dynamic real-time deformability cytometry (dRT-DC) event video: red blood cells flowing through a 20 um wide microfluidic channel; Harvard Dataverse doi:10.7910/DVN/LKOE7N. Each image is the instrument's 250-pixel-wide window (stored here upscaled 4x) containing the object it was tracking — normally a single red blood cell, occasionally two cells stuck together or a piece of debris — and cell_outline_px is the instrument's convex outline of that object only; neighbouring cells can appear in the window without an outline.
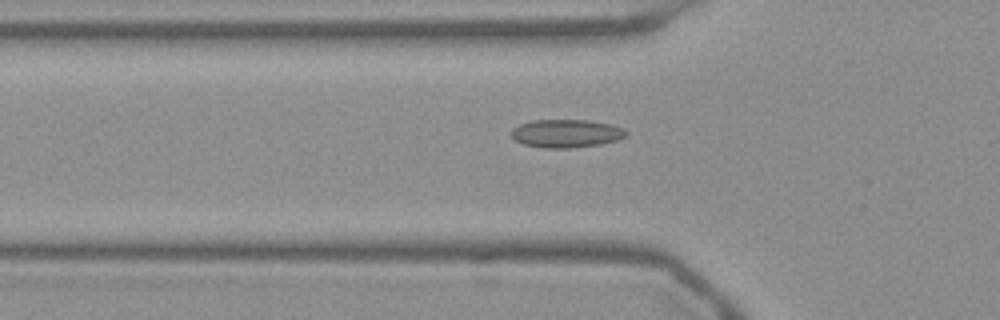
{"species": "Egyptian fruit bat (a non-hibernating species)", "species_latin": "Rousettus aegyptiacus", "temperature_condition": "warm", "stored_images_in_passage": 44, "camera_frame_rate_fps": 3000, "um_per_image_px": 0.085, "frame": {"image": 1, "passage_image": 15, "time_ms": 4.667, "image_size_px": [1000, 320], "cell_outline_px": [[628, 132], [624, 136], [616, 140], [600, 144], [568, 148], [544, 148], [524, 144], [516, 140], [512, 136], [512, 128], [520, 124], [532, 120], [588, 120], [612, 124], [624, 128]], "centroid_in_image_um": [48.14, 11.33], "position_along_channel_um": 77.7, "area_um2": 18.73}}
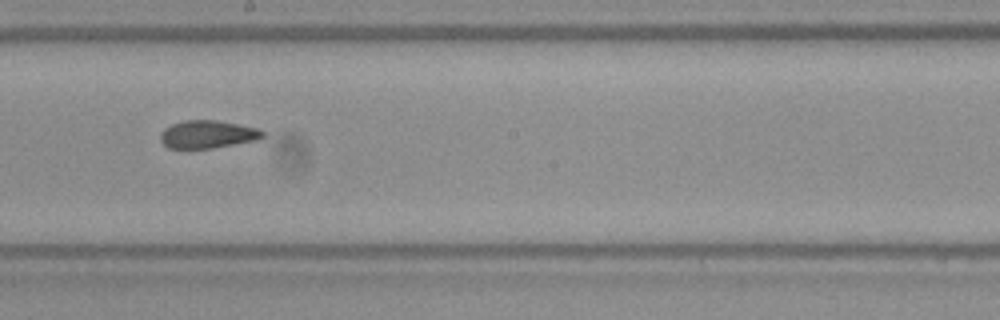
{"frame": {"image": 2, "passage_image": 27, "time_ms": 8.667, "image_size_px": [1000, 320], "cell_outline_px": [[264, 136], [256, 140], [212, 148], [168, 148], [160, 140], [160, 132], [164, 128], [172, 124], [184, 120], [216, 120], [260, 128], [264, 132]], "centroid_in_image_um": [17.64, 11.41], "position_along_channel_um": 230.6, "area_um2": 16.59}}
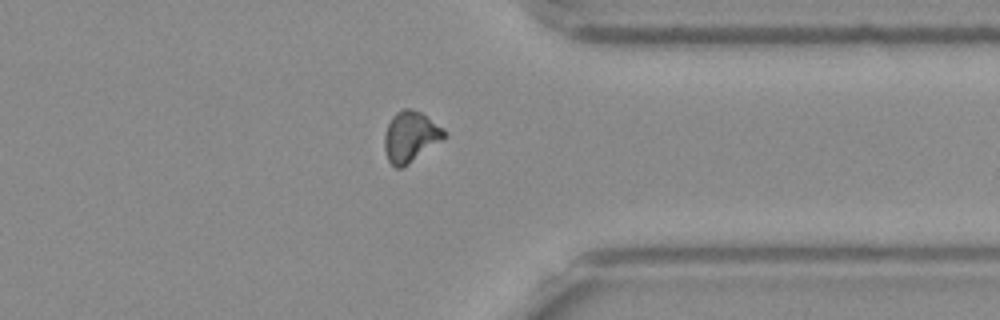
{"frame": {"image": 3, "passage_image": 39, "time_ms": 12.667, "image_size_px": [1000, 320], "cell_outline_px": [[448, 136], [444, 140], [404, 168], [396, 168], [388, 160], [384, 148], [384, 132], [392, 116], [396, 112], [404, 108], [412, 108], [420, 112], [444, 128], [448, 132]], "centroid_in_image_um": [34.92, 11.63], "position_along_channel_um": 376.5, "area_um2": 18.15}, "authors_computed_cell_mechanics": {"area_um2": 17.3689, "velocity_mm_per_s": 3.7963, "shape_relaxation_time_tau1_ms": null, "shape_relaxation_time_tau2_ms": 2.1456, "deformation_change_tau1": null, "deformation_change_tau2": 0.0699}}